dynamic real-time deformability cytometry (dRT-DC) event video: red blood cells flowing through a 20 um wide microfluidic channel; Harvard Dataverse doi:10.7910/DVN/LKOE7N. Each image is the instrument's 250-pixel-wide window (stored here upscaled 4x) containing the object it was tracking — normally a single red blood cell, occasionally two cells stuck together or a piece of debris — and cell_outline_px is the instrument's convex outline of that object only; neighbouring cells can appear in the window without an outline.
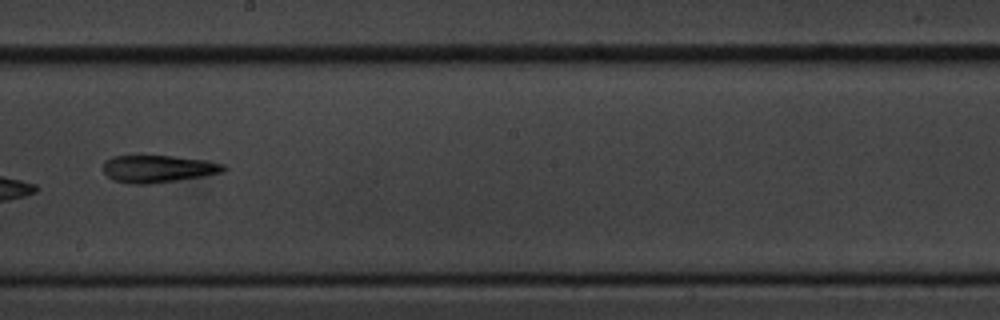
{"species": "common noctule bat (a hibernating species)", "species_latin": "Nyctalus noctula", "temperature_condition": "cold", "stored_images_in_passage": 15, "camera_frame_rate_fps": 3000, "um_per_image_px": 0.085, "animal": {"sex": "male", "body_mass_g": 20.1, "forearm_length_mm": 53.5}, "frame": {"image": 1, "passage_image": 9, "time_ms": 10.0, "image_size_px": [1000, 320], "cell_outline_px": [[228, 168], [224, 172], [204, 176], [148, 184], [132, 184], [112, 180], [104, 172], [104, 160], [112, 156], [172, 156], [208, 160], [224, 164]], "centroid_in_image_um": [13.46, 14.34], "position_along_channel_um": 234.7, "area_um2": 19.25}}
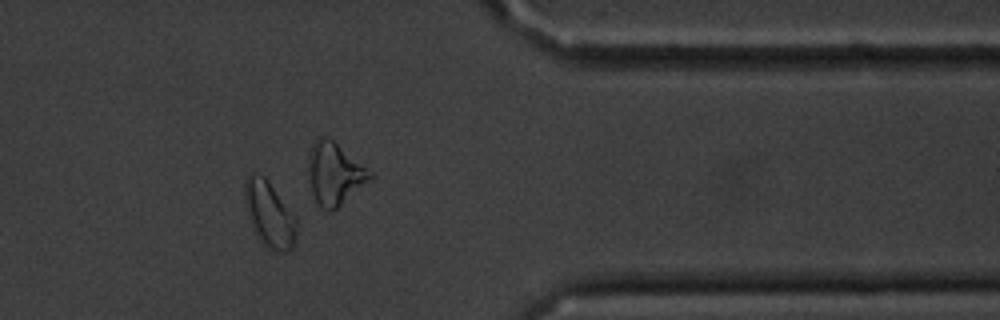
{"frame": {"image": 2, "passage_image": 13, "time_ms": 14.667, "image_size_px": [1000, 320], "cell_outline_px": [[296, 232], [292, 248], [284, 252], [280, 252], [268, 248], [260, 240], [252, 228], [248, 216], [244, 196], [244, 180], [248, 172], [252, 168], [264, 176], [268, 180], [296, 216]], "centroid_in_image_um": [22.86, 18.12], "position_along_channel_um": 388.5, "area_um2": 20.23}, "authors_computed_cell_mechanics": {"area_um2": 17.2822, "velocity_mm_per_s": 3.4057, "shape_relaxation_time_tau1_ms": null, "shape_relaxation_time_tau2_ms": 5.2295, "deformation_change_tau1": null, "deformation_change_tau2": 0.1138}}